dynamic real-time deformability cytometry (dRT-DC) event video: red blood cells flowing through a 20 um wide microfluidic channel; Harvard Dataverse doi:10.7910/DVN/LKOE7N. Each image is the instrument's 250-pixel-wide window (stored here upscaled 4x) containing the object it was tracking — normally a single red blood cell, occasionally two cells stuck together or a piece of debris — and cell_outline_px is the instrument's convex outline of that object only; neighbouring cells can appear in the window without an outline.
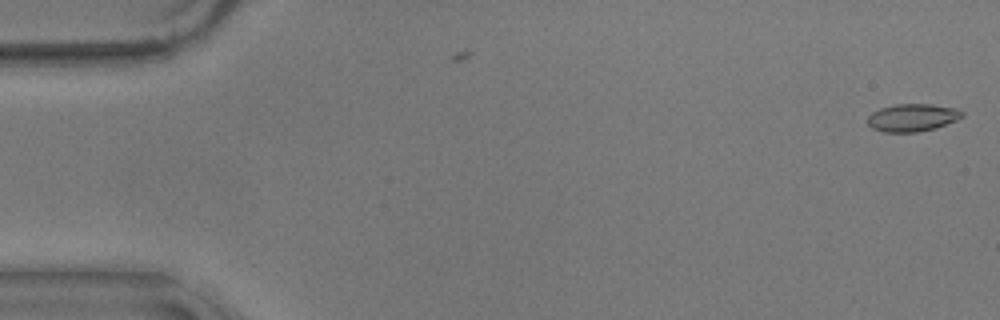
{"species": "common noctule bat (a hibernating species)", "species_latin": "Nyctalus noctula", "temperature_condition": "warm", "stored_images_in_passage": 5, "camera_frame_rate_fps": 3000, "um_per_image_px": 0.085, "animal": {"sex": "male", "body_mass_g": 17.9}, "frame": {"image": 1, "passage_image": 1, "time_ms": 0.0, "image_size_px": [1000, 320], "cell_outline_px": [[964, 116], [956, 120], [932, 128], [916, 132], [884, 132], [872, 128], [868, 124], [868, 116], [872, 112], [880, 108], [896, 104], [932, 104], [956, 108], [964, 112]], "centroid_in_image_um": [77.54, 9.98], "position_along_channel_um": 7.5, "area_um2": 15.09}}